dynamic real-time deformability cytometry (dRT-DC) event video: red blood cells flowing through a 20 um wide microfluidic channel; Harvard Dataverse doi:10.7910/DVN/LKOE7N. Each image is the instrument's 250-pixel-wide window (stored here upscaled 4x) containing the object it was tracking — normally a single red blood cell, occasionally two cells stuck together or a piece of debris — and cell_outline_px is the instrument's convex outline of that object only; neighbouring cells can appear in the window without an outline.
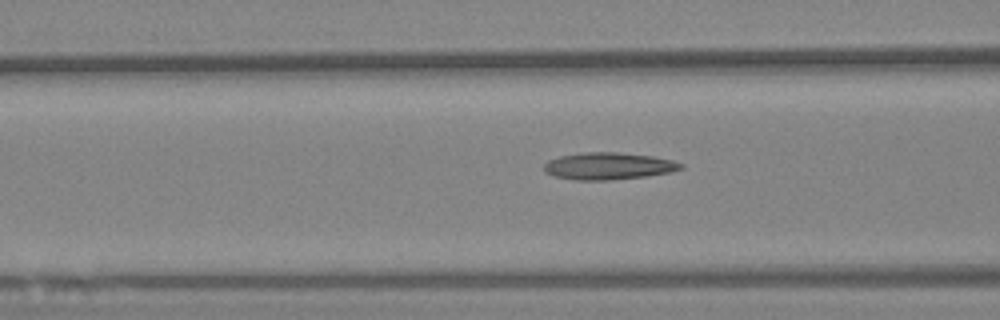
{"species": "Egyptian fruit bat (a non-hibernating species)", "species_latin": "Rousettus aegyptiacus", "temperature_condition": "warm", "stored_images_in_passage": 41, "camera_frame_rate_fps": 3000, "um_per_image_px": 0.085, "animal": {"sex": "female"}, "frame": {"image": 1, "passage_image": 20, "time_ms": 6.333, "image_size_px": [1000, 320], "cell_outline_px": [[684, 168], [672, 172], [644, 176], [612, 180], [576, 180], [556, 176], [544, 172], [544, 164], [548, 160], [560, 156], [584, 152], [616, 152], [652, 156], [672, 160], [684, 164]], "centroid_in_image_um": [51.73, 14.11], "position_along_channel_um": 114.9, "area_um2": 21.56}}
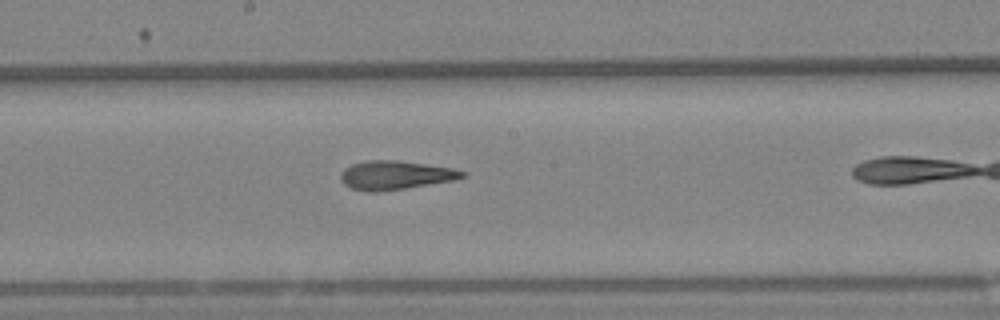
{"frame": {"image": 2, "passage_image": 29, "time_ms": 9.333, "image_size_px": [1000, 320], "cell_outline_px": [[468, 172], [464, 176], [456, 180], [404, 188], [376, 192], [368, 192], [352, 188], [344, 184], [340, 180], [340, 176], [344, 168], [352, 164], [364, 160], [396, 160], [452, 168]], "centroid_in_image_um": [33.59, 14.88], "position_along_channel_um": 214.6, "area_um2": 20.35}}
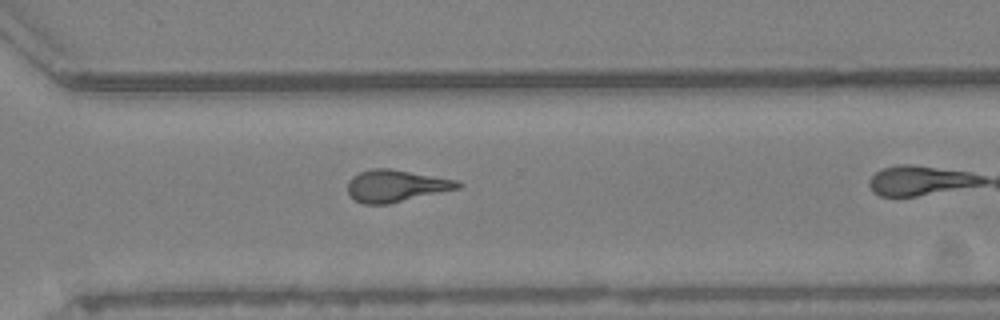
{"frame": {"image": 3, "passage_image": 40, "time_ms": 13.0, "image_size_px": [1000, 320], "cell_outline_px": [[464, 184], [460, 188], [388, 204], [364, 204], [356, 200], [348, 192], [348, 180], [352, 176], [360, 172], [372, 168], [392, 168], [456, 180]], "centroid_in_image_um": [33.66, 15.78], "position_along_channel_um": 336.9, "area_um2": 20.52}}